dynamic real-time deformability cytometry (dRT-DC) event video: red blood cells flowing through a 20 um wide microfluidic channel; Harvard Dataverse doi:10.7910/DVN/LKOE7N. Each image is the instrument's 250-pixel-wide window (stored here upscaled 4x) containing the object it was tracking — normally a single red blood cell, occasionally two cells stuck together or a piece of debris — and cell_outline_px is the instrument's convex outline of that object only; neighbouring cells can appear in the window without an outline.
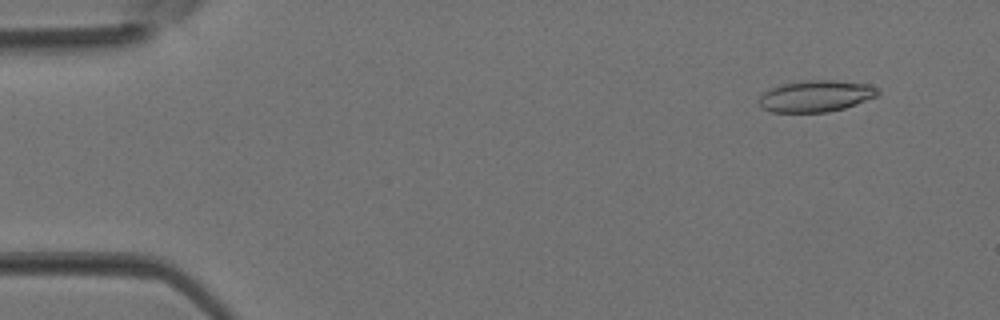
{"species": "Egyptian fruit bat (a non-hibernating species)", "species_latin": "Rousettus aegyptiacus", "temperature_condition": "room temperature", "stored_images_in_passage": 5, "segment_of_instrument_passage": [2, 2], "camera_frame_rate_fps": 3000, "um_per_image_px": 0.085, "animal": {"sex": "female"}, "frame": {"image": 1, "passage_image": 5, "time_ms": 1.333, "image_size_px": [1000, 320], "cell_outline_px": [[880, 96], [844, 108], [828, 112], [772, 112], [760, 108], [760, 96], [768, 88], [784, 84], [808, 80], [836, 80], [868, 84], [876, 88], [880, 92]], "centroid_in_image_um": [69.37, 8.17], "position_along_channel_um": 15.6, "area_um2": 21.91}}